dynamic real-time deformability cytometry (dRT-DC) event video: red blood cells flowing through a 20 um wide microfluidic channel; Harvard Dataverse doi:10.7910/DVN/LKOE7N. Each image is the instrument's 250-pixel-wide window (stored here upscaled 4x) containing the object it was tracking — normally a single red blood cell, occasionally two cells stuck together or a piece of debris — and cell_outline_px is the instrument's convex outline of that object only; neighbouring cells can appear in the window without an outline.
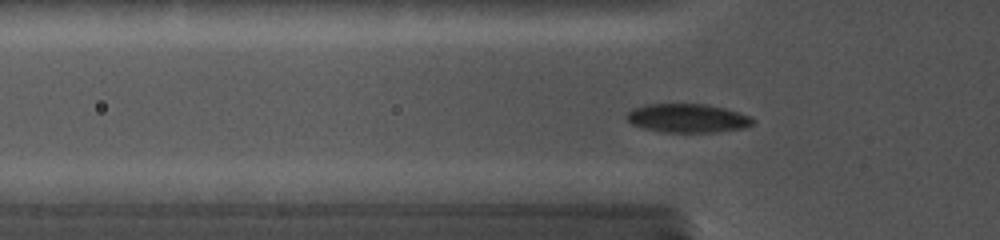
{"species": "common noctule bat (a hibernating species)", "species_latin": "Nyctalus noctula", "temperature_condition": "cold", "stored_images_in_passage": 56, "camera_frame_rate_fps": 5000, "um_per_image_px": 0.085, "animal": {"sex": "female", "body_mass_g": 19.0, "forearm_length_mm": 56.7}, "frame": {"image": 1, "passage_image": 12, "time_ms": 5.0, "image_size_px": [1000, 240], "cell_outline_px": [[756, 120], [752, 124], [744, 128], [712, 132], [664, 132], [644, 128], [632, 124], [624, 116], [632, 108], [648, 104], [704, 104], [724, 108], [748, 116]], "centroid_in_image_um": [58.4, 10.04], "position_along_channel_um": 67.4, "area_um2": 20.92}}
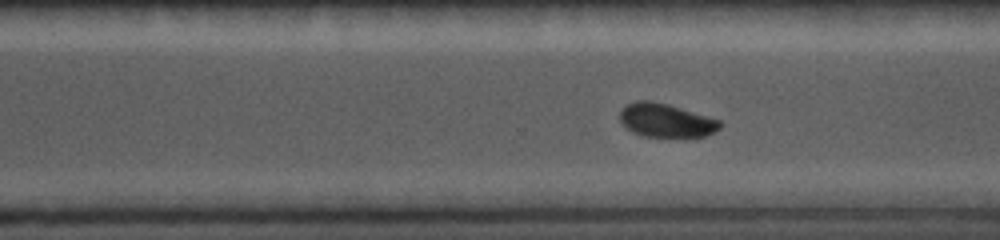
{"frame": {"image": 2, "passage_image": 39, "time_ms": 11.4, "image_size_px": [1000, 240], "cell_outline_px": [[724, 124], [716, 132], [704, 136], [644, 136], [632, 132], [620, 124], [620, 108], [636, 100], [648, 100], [668, 104], [720, 120]], "centroid_in_image_um": [56.59, 10.22], "position_along_channel_um": 314.0, "area_um2": 19.65}}
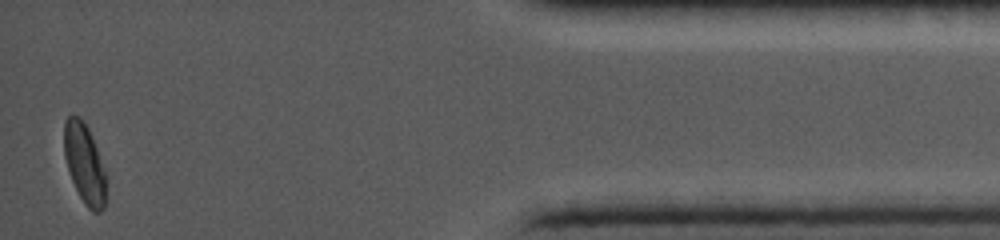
{"frame": {"image": 3, "passage_image": 56, "time_ms": 15.6, "image_size_px": [1000, 240], "cell_outline_px": [[104, 208], [100, 212], [92, 212], [84, 204], [72, 180], [64, 156], [64, 120], [72, 112], [80, 116], [84, 120], [88, 128], [104, 168]], "centroid_in_image_um": [7.14, 13.83], "position_along_channel_um": 428.1, "area_um2": 19.31}}